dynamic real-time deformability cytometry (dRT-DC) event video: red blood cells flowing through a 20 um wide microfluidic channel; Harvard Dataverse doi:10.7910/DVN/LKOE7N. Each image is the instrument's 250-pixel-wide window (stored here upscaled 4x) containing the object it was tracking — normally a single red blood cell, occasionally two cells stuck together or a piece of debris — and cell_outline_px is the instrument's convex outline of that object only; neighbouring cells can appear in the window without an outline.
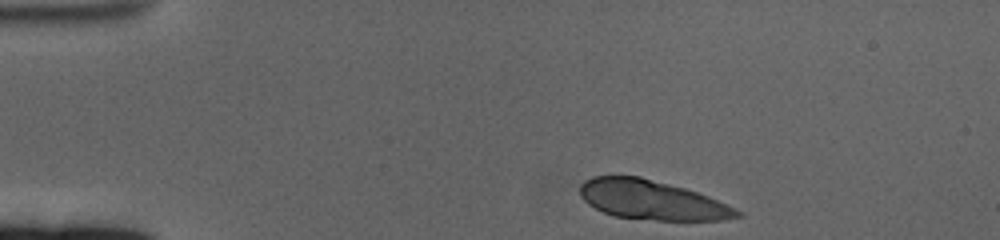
{"species": "human", "species_latin": "Homo sapiens", "temperature_condition": "cold", "stored_images_in_passage": 51, "camera_frame_rate_fps": 3000, "um_per_image_px": 0.085, "donor": {"sex": "female"}, "frame": {"image": 1, "passage_image": 1, "time_ms": 0.0, "image_size_px": [1000, 240], "cell_outline_px": [[744, 216], [720, 220], [656, 220], [612, 216], [588, 204], [580, 196], [580, 184], [584, 180], [592, 176], [640, 176], [684, 188], [708, 196], [736, 208], [744, 212]], "centroid_in_image_um": [55.41, 17.0], "position_along_channel_um": 29.6, "area_um2": 36.07}}
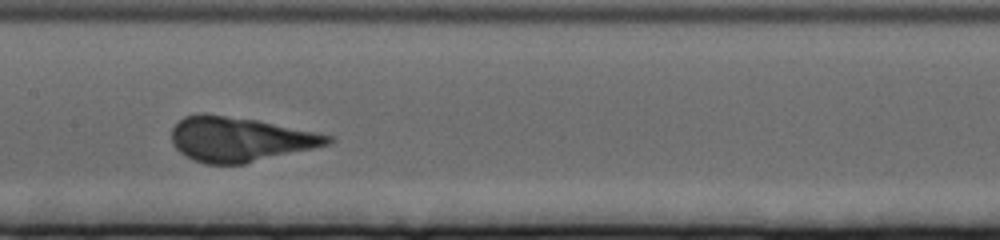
{"frame": {"image": 2, "passage_image": 21, "time_ms": 6.667, "image_size_px": [1000, 240], "cell_outline_px": [[336, 140], [328, 144], [312, 148], [244, 164], [204, 164], [192, 160], [184, 156], [172, 144], [172, 128], [184, 116], [200, 112], [204, 112], [260, 120], [332, 136]], "centroid_in_image_um": [20.33, 11.82], "position_along_channel_um": 187.1, "area_um2": 40.81}}
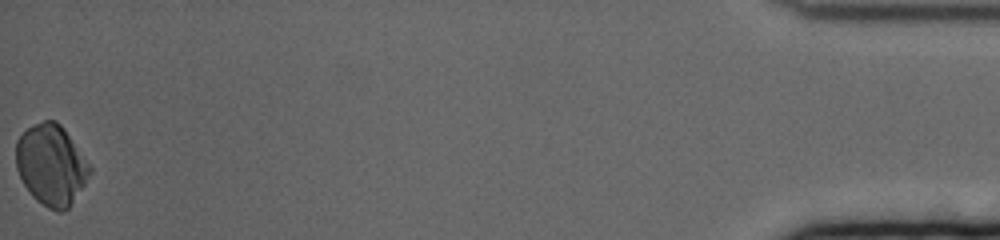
{"frame": {"image": 3, "passage_image": 51, "time_ms": 16.667, "image_size_px": [1000, 240], "cell_outline_px": [[92, 172], [72, 204], [64, 212], [56, 212], [48, 208], [36, 200], [32, 196], [24, 184], [16, 168], [16, 140], [28, 128], [44, 120], [56, 120], [64, 128], [92, 168]], "centroid_in_image_um": [4.36, 14.04], "position_along_channel_um": 430.8, "area_um2": 34.68}, "authors_computed_cell_mechanics": {"area_um2": 39.1306, "velocity_mm_per_s": 3.3268, "shape_relaxation_time_tau1_ms": 4.7554, "shape_relaxation_time_tau2_ms": null, "deformation_change_tau1": 0.1582, "deformation_change_tau2": null}}